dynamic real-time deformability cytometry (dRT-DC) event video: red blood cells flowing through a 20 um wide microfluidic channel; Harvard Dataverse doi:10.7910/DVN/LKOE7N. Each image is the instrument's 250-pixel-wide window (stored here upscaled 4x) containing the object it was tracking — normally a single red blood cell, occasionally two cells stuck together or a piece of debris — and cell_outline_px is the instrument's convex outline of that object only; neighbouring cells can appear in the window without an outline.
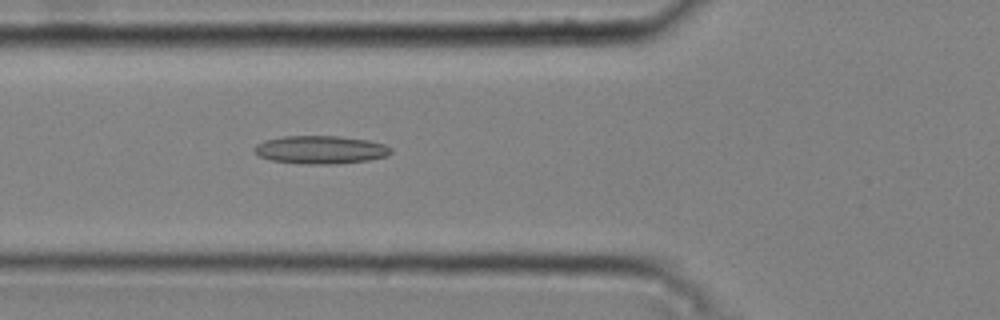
{"species": "common noctule bat (a hibernating species)", "species_latin": "Nyctalus noctula", "temperature_condition": "cold", "stored_images_in_passage": 49, "camera_frame_rate_fps": 3000, "um_per_image_px": 0.085, "animal": {"sex": "male", "body_mass_g": 20.4}, "frame": {"image": 1, "passage_image": 19, "time_ms": 6.0, "image_size_px": [1000, 320], "cell_outline_px": [[392, 152], [388, 156], [368, 160], [336, 164], [304, 164], [272, 160], [260, 156], [252, 148], [256, 144], [264, 140], [284, 136], [340, 136], [368, 140], [384, 144], [392, 148]], "centroid_in_image_um": [27.27, 12.72], "position_along_channel_um": 98.5, "area_um2": 22.43}}
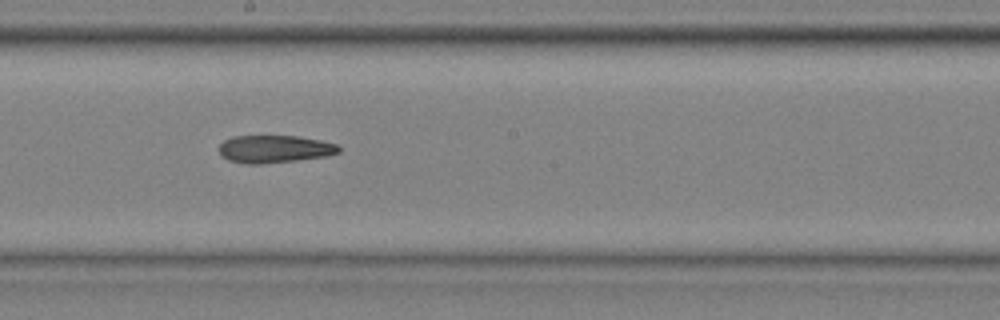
{"frame": {"image": 2, "passage_image": 29, "time_ms": 9.333, "image_size_px": [1000, 320], "cell_outline_px": [[340, 152], [328, 156], [296, 160], [260, 164], [244, 164], [228, 160], [220, 156], [220, 144], [224, 140], [232, 136], [296, 136], [320, 140], [336, 144], [340, 148]], "centroid_in_image_um": [23.31, 12.67], "position_along_channel_um": 224.9, "area_um2": 19.31}}
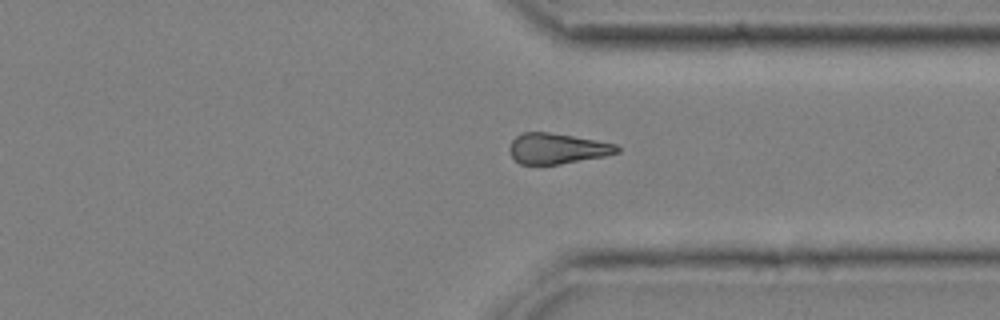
{"frame": {"image": 3, "passage_image": 40, "time_ms": 13.0, "image_size_px": [1000, 320], "cell_outline_px": [[620, 152], [604, 156], [560, 164], [520, 164], [512, 156], [508, 148], [512, 140], [516, 136], [524, 132], [548, 132], [596, 140], [616, 144], [620, 148]], "centroid_in_image_um": [47.35, 12.62], "position_along_channel_um": 364.0, "area_um2": 19.02}}